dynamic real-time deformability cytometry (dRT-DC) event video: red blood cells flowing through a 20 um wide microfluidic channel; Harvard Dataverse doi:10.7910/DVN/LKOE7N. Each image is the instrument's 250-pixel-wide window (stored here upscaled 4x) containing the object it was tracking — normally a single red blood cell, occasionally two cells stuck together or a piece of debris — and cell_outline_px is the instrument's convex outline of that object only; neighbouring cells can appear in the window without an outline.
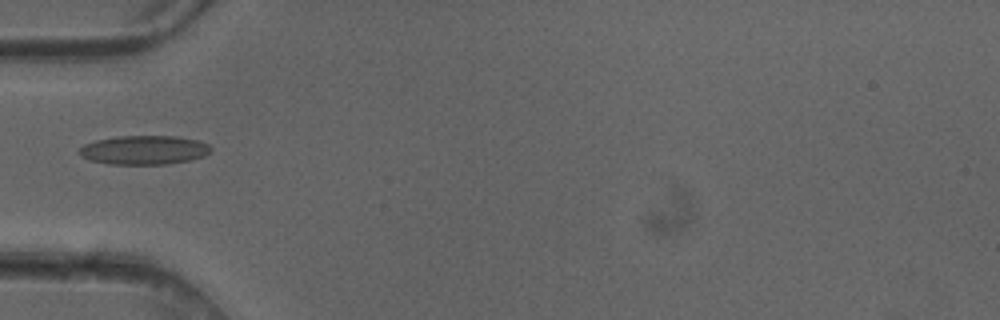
{"species": "common noctule bat (a hibernating species)", "species_latin": "Nyctalus noctula", "temperature_condition": "cold", "stored_images_in_passage": 5, "camera_frame_rate_fps": 3000, "um_per_image_px": 0.085, "animal": {"sex": "female"}, "frame": {"image": 1, "passage_image": 5, "time_ms": 1.333, "image_size_px": [1000, 320], "cell_outline_px": [[212, 148], [204, 156], [192, 160], [168, 164], [108, 164], [88, 160], [80, 156], [76, 152], [84, 144], [96, 140], [120, 136], [176, 136], [200, 140], [208, 144]], "centroid_in_image_um": [12.23, 12.75], "position_along_channel_um": 72.8, "area_um2": 22.48}}